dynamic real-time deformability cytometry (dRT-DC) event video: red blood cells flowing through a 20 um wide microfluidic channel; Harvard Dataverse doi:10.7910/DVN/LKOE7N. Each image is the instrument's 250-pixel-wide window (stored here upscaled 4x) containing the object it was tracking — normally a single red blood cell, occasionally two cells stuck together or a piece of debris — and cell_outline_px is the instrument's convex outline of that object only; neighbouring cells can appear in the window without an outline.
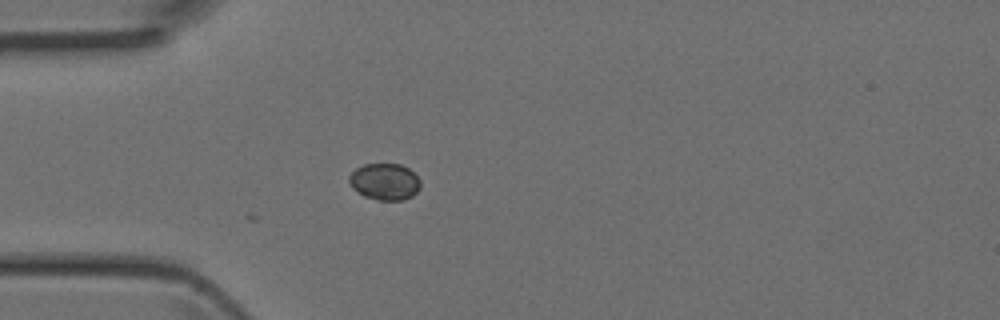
{"species": "Egyptian fruit bat (a non-hibernating species)", "species_latin": "Rousettus aegyptiacus", "temperature_condition": "room temperature", "stored_images_in_passage": 4, "camera_frame_rate_fps": 3000, "um_per_image_px": 0.085, "animal": {"sex": "female"}, "frame": {"image": 1, "passage_image": 1, "time_ms": 0.0, "image_size_px": [1000, 320], "cell_outline_px": [[420, 188], [412, 196], [404, 200], [376, 200], [364, 196], [352, 188], [348, 180], [348, 176], [356, 168], [364, 164], [400, 164], [408, 168], [420, 180]], "centroid_in_image_um": [32.68, 15.45], "position_along_channel_um": 52.3, "area_um2": 15.26}}
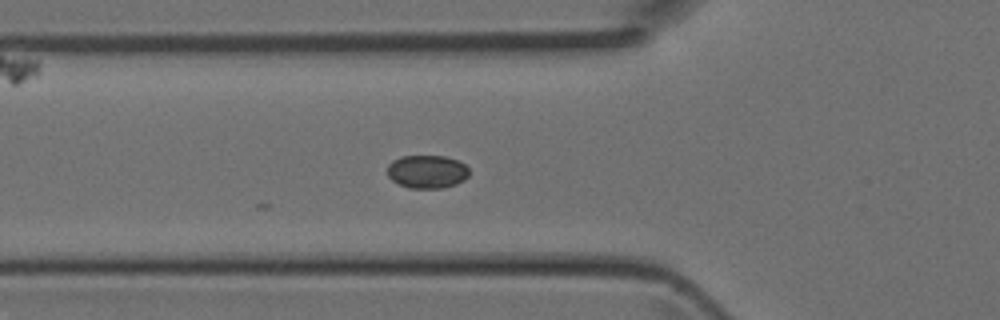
{"frame": {"image": 2, "passage_image": 4, "time_ms": 1.0, "image_size_px": [1000, 320], "cell_outline_px": [[468, 176], [464, 180], [456, 184], [444, 188], [408, 188], [392, 180], [388, 176], [388, 164], [392, 160], [400, 156], [444, 156], [456, 160], [464, 164], [468, 168]], "centroid_in_image_um": [36.29, 14.59], "position_along_channel_um": 89.5, "area_um2": 15.84}}